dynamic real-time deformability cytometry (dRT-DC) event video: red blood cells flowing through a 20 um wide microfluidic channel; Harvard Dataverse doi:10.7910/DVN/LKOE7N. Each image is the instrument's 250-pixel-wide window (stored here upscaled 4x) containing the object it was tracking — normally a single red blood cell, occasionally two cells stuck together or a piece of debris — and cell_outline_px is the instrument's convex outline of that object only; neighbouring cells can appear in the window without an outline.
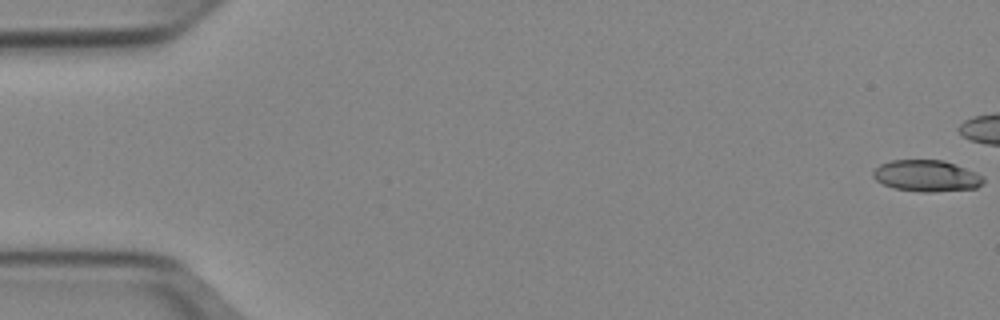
{"species": "Egyptian fruit bat (a non-hibernating species)", "species_latin": "Rousettus aegyptiacus", "temperature_condition": "cold", "stored_images_in_passage": 17, "camera_frame_rate_fps": 3000, "um_per_image_px": 0.085, "animal": {"sex": "female"}, "frame": {"image": 1, "passage_image": 1, "time_ms": 0.0, "image_size_px": [1000, 320], "cell_outline_px": [[984, 184], [976, 188], [936, 192], [920, 192], [892, 188], [876, 180], [872, 176], [872, 172], [880, 164], [892, 160], [944, 160], [976, 172], [984, 176]], "centroid_in_image_um": [78.77, 14.95], "position_along_channel_um": 6.2, "area_um2": 20.4}}